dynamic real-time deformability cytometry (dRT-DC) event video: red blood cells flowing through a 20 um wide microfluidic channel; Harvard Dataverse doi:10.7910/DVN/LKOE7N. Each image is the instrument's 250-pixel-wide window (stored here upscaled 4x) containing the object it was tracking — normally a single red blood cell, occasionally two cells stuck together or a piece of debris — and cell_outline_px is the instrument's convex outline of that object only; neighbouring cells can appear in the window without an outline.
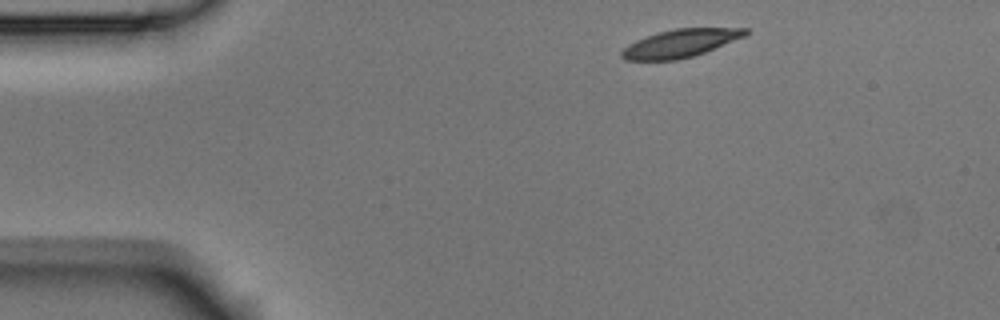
{"species": "Egyptian fruit bat (a non-hibernating species)", "species_latin": "Rousettus aegyptiacus", "temperature_condition": "room temperature", "stored_images_in_passage": 4, "segment_of_instrument_passage": [1, 2], "camera_frame_rate_fps": 3000, "um_per_image_px": 0.085, "animal": {"sex": "male"}, "frame": {"image": 1, "passage_image": 1, "time_ms": 0.0, "image_size_px": [1000, 320], "cell_outline_px": [[748, 32], [744, 36], [704, 52], [692, 56], [676, 60], [624, 60], [620, 56], [620, 52], [628, 44], [636, 40], [656, 32], [676, 28], [748, 28]], "centroid_in_image_um": [57.77, 3.67], "position_along_channel_um": 27.2, "area_um2": 20.0}}